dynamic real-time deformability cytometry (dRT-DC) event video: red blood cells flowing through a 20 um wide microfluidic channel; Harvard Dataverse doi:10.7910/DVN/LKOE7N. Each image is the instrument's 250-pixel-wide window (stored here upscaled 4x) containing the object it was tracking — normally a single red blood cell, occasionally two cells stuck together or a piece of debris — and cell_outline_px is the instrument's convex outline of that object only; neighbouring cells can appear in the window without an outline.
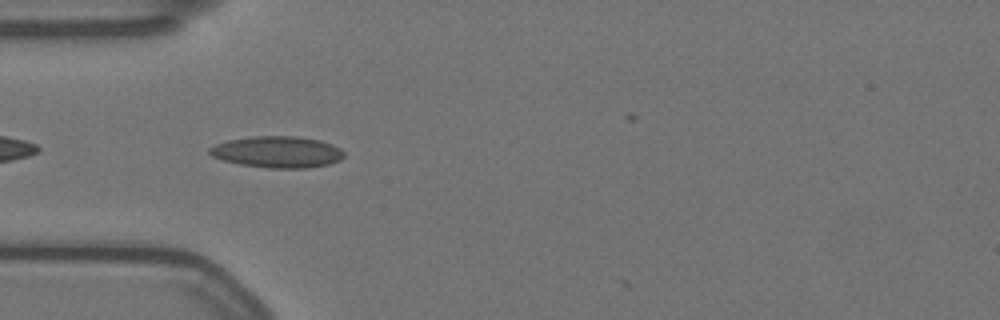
{"species": "Egyptian fruit bat (a non-hibernating species)", "species_latin": "Rousettus aegyptiacus", "temperature_condition": "warm", "stored_images_in_passage": 5, "camera_frame_rate_fps": 3000, "um_per_image_px": 0.085, "animal": {"sex": "female"}, "frame": {"image": 1, "passage_image": 1, "time_ms": 0.0, "image_size_px": [1000, 320], "cell_outline_px": [[344, 156], [340, 160], [328, 164], [308, 168], [268, 168], [240, 164], [224, 160], [212, 156], [208, 152], [208, 148], [216, 144], [228, 140], [252, 136], [296, 136], [320, 140], [332, 144], [340, 148], [344, 152]], "centroid_in_image_um": [23.58, 12.91], "position_along_channel_um": 61.4, "area_um2": 24.68}}
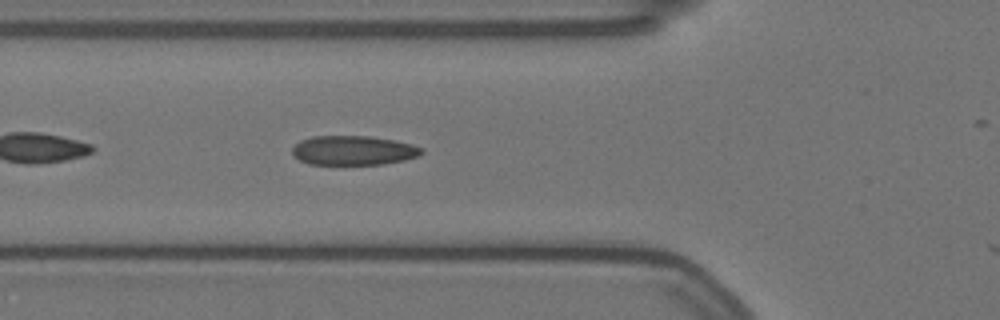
{"frame": {"image": 2, "passage_image": 4, "time_ms": 1.0, "image_size_px": [1000, 320], "cell_outline_px": [[424, 152], [420, 156], [404, 160], [384, 164], [308, 164], [292, 156], [292, 148], [300, 140], [312, 136], [368, 136], [396, 140], [412, 144], [424, 148]], "centroid_in_image_um": [30.06, 12.78], "position_along_channel_um": 95.7, "area_um2": 22.37}}